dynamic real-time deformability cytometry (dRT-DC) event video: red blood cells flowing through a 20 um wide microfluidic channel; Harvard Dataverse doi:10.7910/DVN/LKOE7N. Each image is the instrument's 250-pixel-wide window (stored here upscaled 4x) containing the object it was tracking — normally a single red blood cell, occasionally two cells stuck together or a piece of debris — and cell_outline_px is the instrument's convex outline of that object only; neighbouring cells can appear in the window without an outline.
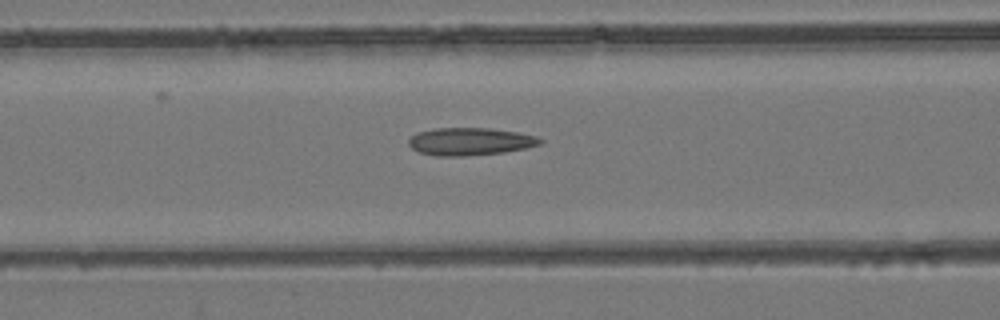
{"species": "common noctule bat (a hibernating species)", "species_latin": "Nyctalus noctula", "temperature_condition": "room temperature", "stored_images_in_passage": 39, "camera_frame_rate_fps": 3000, "um_per_image_px": 0.085, "animal": {"sex": "female", "body_mass_g": 24.6, "forearm_length_mm": 56.2}, "frame": {"image": 1, "passage_image": 20, "time_ms": 6.333, "image_size_px": [1000, 320], "cell_outline_px": [[544, 140], [540, 144], [524, 148], [504, 152], [464, 156], [436, 156], [420, 152], [412, 148], [408, 144], [408, 140], [416, 132], [436, 128], [492, 128], [516, 132], [536, 136]], "centroid_in_image_um": [39.94, 12.02], "position_along_channel_um": 126.7, "area_um2": 21.1}}
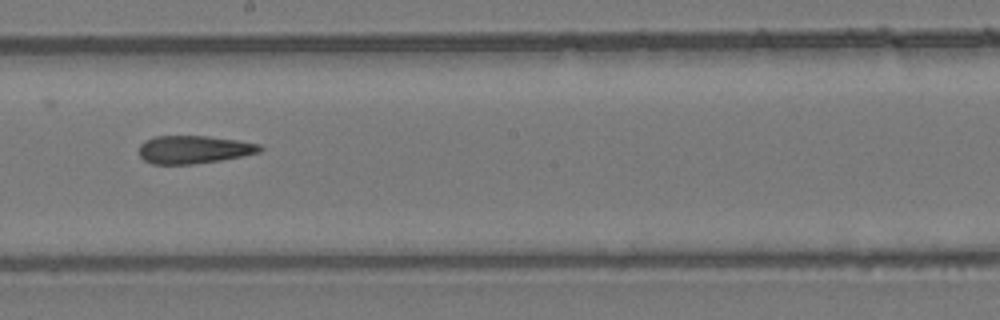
{"frame": {"image": 2, "passage_image": 28, "time_ms": 9.0, "image_size_px": [1000, 320], "cell_outline_px": [[264, 148], [260, 152], [220, 160], [192, 164], [152, 164], [144, 160], [140, 156], [140, 144], [144, 140], [156, 136], [208, 136], [236, 140], [260, 144]], "centroid_in_image_um": [16.46, 12.7], "position_along_channel_um": 231.7, "area_um2": 19.59}}
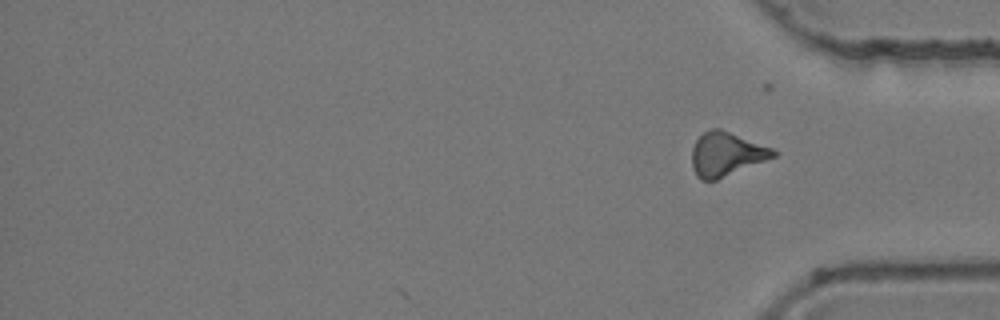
{"frame": {"image": 3, "passage_image": 39, "time_ms": 12.667, "image_size_px": [1000, 320], "cell_outline_px": [[780, 152], [776, 156], [716, 180], [700, 180], [696, 176], [692, 168], [692, 148], [696, 140], [704, 132], [712, 128], [720, 128], [772, 148]], "centroid_in_image_um": [61.72, 13.1], "position_along_channel_um": 373.5, "area_um2": 20.75}, "authors_computed_cell_mechanics": {"area_um2": 20.7502, "velocity_mm_per_s": 3.9388, "shape_relaxation_time_tau1_ms": null, "shape_relaxation_time_tau2_ms": 3.4911, "deformation_change_tau1": null, "deformation_change_tau2": 0.1421}}